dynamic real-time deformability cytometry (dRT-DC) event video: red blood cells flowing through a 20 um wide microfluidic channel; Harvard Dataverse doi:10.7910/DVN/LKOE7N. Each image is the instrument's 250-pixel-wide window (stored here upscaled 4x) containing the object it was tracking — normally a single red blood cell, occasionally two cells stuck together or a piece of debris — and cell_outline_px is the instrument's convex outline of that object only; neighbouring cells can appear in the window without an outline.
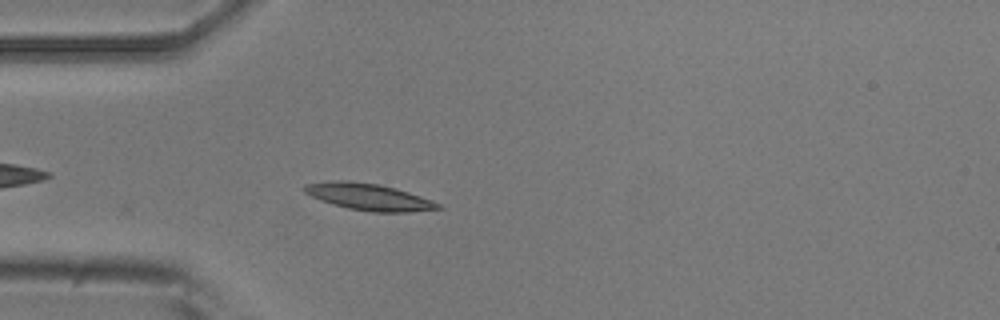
{"species": "common noctule bat (a hibernating species)", "species_latin": "Nyctalus noctula", "temperature_condition": "room temperature", "stored_images_in_passage": 4, "camera_frame_rate_fps": 3000, "um_per_image_px": 0.085, "animal": {"sex": "male", "body_mass_g": 20.5, "forearm_length_mm": 52.5}, "frame": {"image": 1, "passage_image": 4, "time_ms": 4.667, "image_size_px": [1000, 320], "cell_outline_px": [[444, 208], [408, 212], [372, 212], [348, 208], [332, 204], [320, 200], [304, 192], [300, 188], [304, 184], [332, 180], [348, 180], [380, 184], [396, 188], [432, 200], [440, 204]], "centroid_in_image_um": [31.31, 16.72], "position_along_channel_um": 53.7, "area_um2": 20.98}}